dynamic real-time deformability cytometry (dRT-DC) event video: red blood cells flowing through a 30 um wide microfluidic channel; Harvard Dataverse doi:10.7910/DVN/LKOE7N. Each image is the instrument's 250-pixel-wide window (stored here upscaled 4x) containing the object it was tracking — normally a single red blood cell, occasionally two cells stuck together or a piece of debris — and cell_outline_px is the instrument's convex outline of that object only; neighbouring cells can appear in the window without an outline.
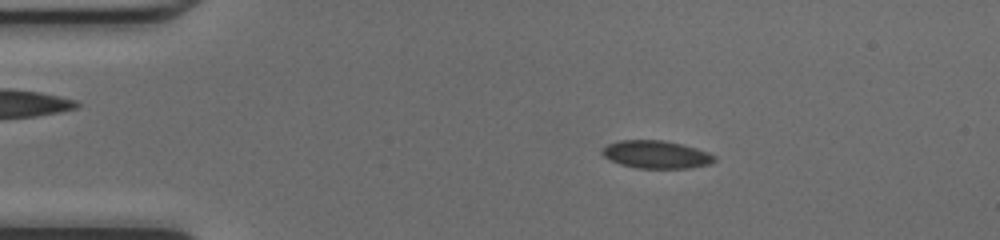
{"species": "common noctule bat (a hibernating species)", "species_latin": "Nyctalus noctula", "temperature_condition": "cold", "stored_images_in_passage": 44, "camera_frame_rate_fps": 3000, "um_per_image_px": 0.085, "animal": {"sex": "female", "body_mass_g": 17.0, "forearm_length_mm": 48.0}, "frame": {"image": 1, "passage_image": 4, "time_ms": 1.0, "image_size_px": [1000, 240], "cell_outline_px": [[716, 160], [708, 164], [692, 168], [636, 168], [620, 164], [604, 156], [600, 152], [608, 144], [620, 140], [664, 140], [696, 148], [708, 152], [716, 156]], "centroid_in_image_um": [55.79, 13.13], "position_along_channel_um": 29.2, "area_um2": 18.09}}
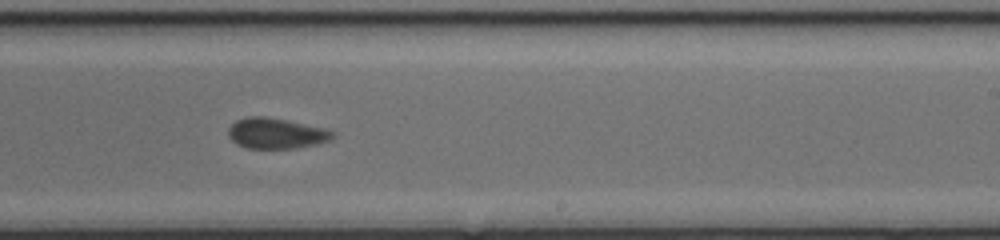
{"frame": {"image": 2, "passage_image": 25, "time_ms": 8.0, "image_size_px": [1000, 240], "cell_outline_px": [[336, 136], [332, 140], [316, 144], [296, 148], [248, 148], [236, 144], [228, 136], [228, 128], [236, 120], [244, 116], [264, 116], [288, 120], [324, 128], [336, 132]], "centroid_in_image_um": [23.48, 11.32], "position_along_channel_um": 265.5, "area_um2": 18.84}}
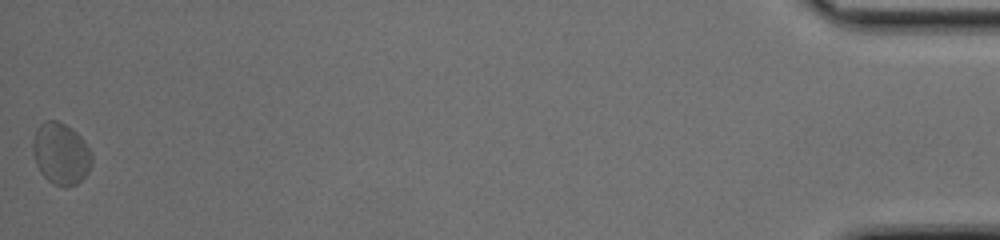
{"frame": {"image": 3, "passage_image": 44, "time_ms": 14.333, "image_size_px": [1000, 240], "cell_outline_px": [[92, 164], [88, 172], [76, 184], [52, 184], [40, 172], [36, 164], [32, 148], [32, 144], [36, 128], [44, 120], [56, 120], [72, 128], [84, 140], [92, 152]], "centroid_in_image_um": [5.17, 13.02], "position_along_channel_um": 430.0, "area_um2": 21.1}, "authors_computed_cell_mechanics": {"area_um2": 19.1896, "velocity_mm_per_s": 4.2079, "shape_relaxation_time_tau1_ms": 3.0519, "shape_relaxation_time_tau2_ms": 1.0936, "deformation_change_tau1": 0.0537, "deformation_change_tau2": 0.0535}}